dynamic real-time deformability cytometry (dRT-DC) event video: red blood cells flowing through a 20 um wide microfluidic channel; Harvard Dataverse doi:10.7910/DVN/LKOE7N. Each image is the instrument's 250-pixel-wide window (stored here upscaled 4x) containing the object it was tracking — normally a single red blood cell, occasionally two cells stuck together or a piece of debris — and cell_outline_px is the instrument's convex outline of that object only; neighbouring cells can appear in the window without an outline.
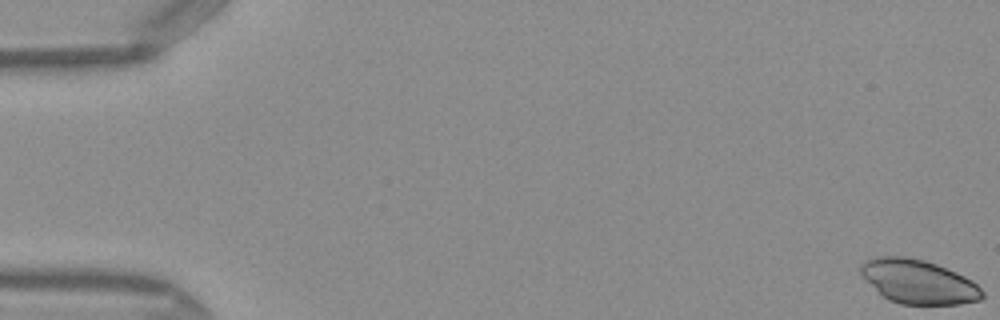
{"species": "Egyptian fruit bat (a non-hibernating species)", "species_latin": "Rousettus aegyptiacus", "temperature_condition": "warm", "stored_images_in_passage": 50, "camera_frame_rate_fps": 3000, "um_per_image_px": 0.085, "frame": {"image": 1, "passage_image": 1, "time_ms": 0.0, "image_size_px": [1000, 320], "cell_outline_px": [[984, 296], [980, 300], [960, 304], [900, 304], [888, 300], [860, 276], [860, 264], [864, 260], [872, 256], [904, 256], [924, 260], [936, 264], [956, 272], [972, 280], [984, 292]], "centroid_in_image_um": [78.02, 23.93], "position_along_channel_um": 7.0, "area_um2": 31.39}}
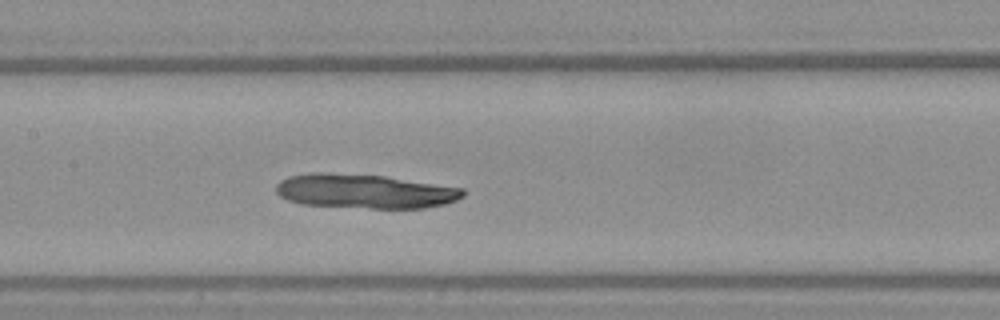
{"frame": {"image": 2, "passage_image": 25, "time_ms": 8.0, "image_size_px": [1000, 320], "cell_outline_px": [[464, 196], [456, 200], [444, 204], [424, 208], [372, 208], [300, 204], [288, 200], [280, 196], [276, 192], [276, 184], [280, 180], [288, 176], [308, 172], [324, 172], [384, 176], [464, 188]], "centroid_in_image_um": [30.96, 16.25], "position_along_channel_um": 176.4, "area_um2": 37.4}}
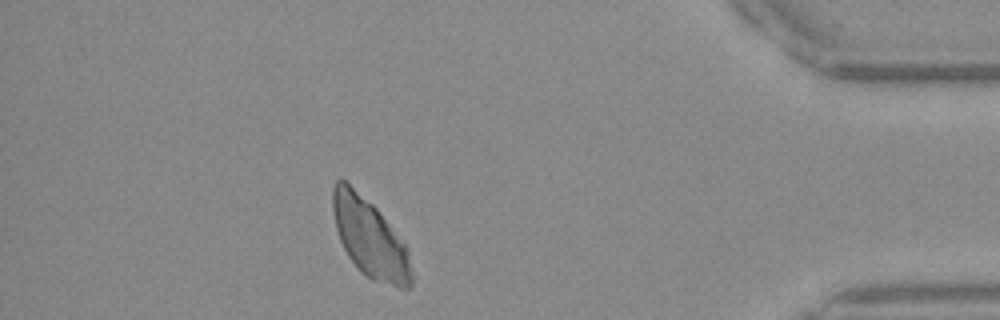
{"frame": {"image": 3, "passage_image": 45, "time_ms": 14.667, "image_size_px": [1000, 320], "cell_outline_px": [[412, 284], [408, 288], [400, 288], [372, 280], [360, 272], [348, 256], [340, 240], [336, 228], [332, 208], [332, 188], [336, 180], [344, 180], [372, 204], [376, 208], [408, 248], [412, 272]], "centroid_in_image_um": [31.44, 20.27], "position_along_channel_um": 403.8, "area_um2": 35.84}}